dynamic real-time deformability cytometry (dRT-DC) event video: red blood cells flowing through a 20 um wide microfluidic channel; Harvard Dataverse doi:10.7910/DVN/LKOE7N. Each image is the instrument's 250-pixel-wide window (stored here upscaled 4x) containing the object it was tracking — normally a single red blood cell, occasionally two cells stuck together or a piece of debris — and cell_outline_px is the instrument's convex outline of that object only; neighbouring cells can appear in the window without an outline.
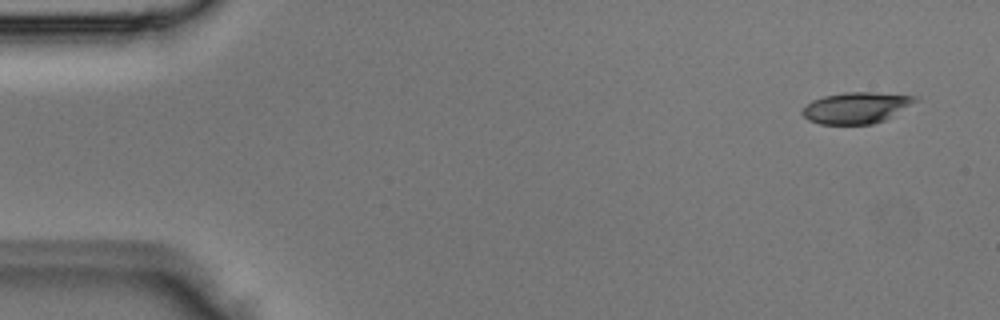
{"species": "Egyptian fruit bat (a non-hibernating species)", "species_latin": "Rousettus aegyptiacus", "temperature_condition": "room temperature", "stored_images_in_passage": 4, "camera_frame_rate_fps": 3000, "um_per_image_px": 0.085, "animal": {"sex": "male"}, "frame": {"image": 1, "passage_image": 4, "time_ms": 1.0, "image_size_px": [1000, 320], "cell_outline_px": [[916, 100], [884, 120], [872, 124], [820, 124], [808, 120], [800, 112], [812, 100], [824, 96], [844, 92], [872, 92], [916, 96]], "centroid_in_image_um": [72.71, 9.16], "position_along_channel_um": 12.3, "area_um2": 20.11}}